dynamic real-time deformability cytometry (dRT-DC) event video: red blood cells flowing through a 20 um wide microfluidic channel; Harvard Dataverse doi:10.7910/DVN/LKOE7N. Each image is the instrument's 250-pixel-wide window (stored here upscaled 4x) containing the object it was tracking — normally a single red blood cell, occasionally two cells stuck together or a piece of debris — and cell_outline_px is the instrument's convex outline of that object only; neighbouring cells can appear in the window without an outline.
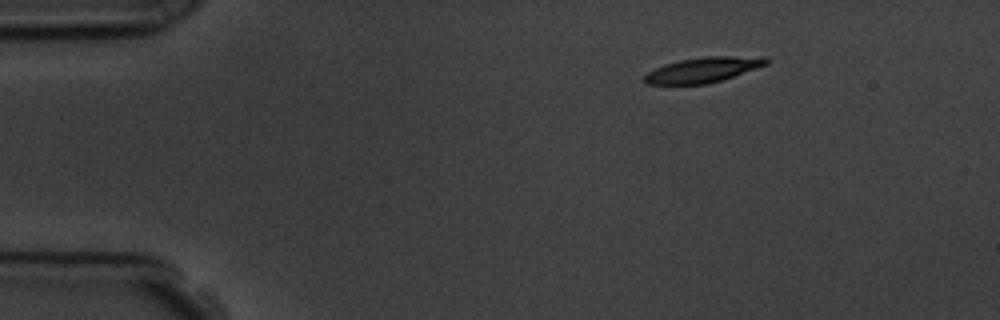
{"species": "common noctule bat (a hibernating species)", "species_latin": "Nyctalus noctula", "temperature_condition": "room temperature", "stored_images_in_passage": 3, "camera_frame_rate_fps": 3000, "um_per_image_px": 0.085, "animal": {"sex": "male", "body_mass_g": 19.5, "forearm_length_mm": 54.6}, "frame": {"image": 1, "passage_image": 1, "time_ms": 0.0, "image_size_px": [1000, 320], "cell_outline_px": [[768, 64], [720, 80], [704, 84], [648, 84], [640, 80], [648, 72], [664, 64], [680, 60], [704, 56], [764, 56], [768, 60]], "centroid_in_image_um": [59.74, 5.92], "position_along_channel_um": 25.3, "area_um2": 17.74}}